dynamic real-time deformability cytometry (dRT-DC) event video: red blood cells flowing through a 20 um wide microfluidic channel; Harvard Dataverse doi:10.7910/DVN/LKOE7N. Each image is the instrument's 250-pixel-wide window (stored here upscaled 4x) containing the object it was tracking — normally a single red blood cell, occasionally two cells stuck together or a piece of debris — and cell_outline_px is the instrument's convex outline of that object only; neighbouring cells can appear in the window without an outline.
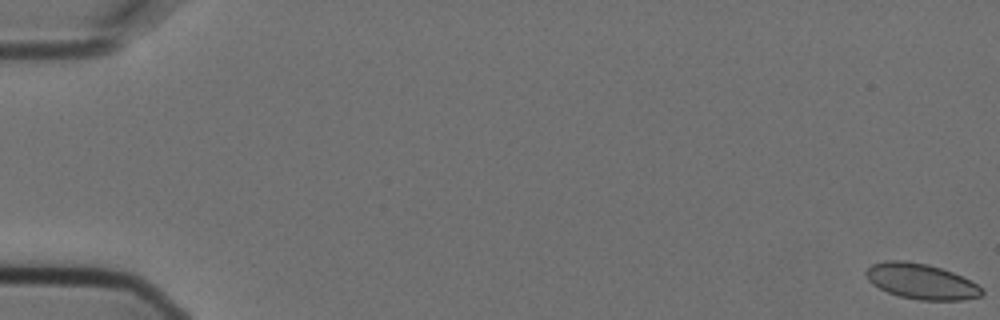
{"species": "Egyptian fruit bat (a non-hibernating species)", "species_latin": "Rousettus aegyptiacus", "temperature_condition": "cold", "stored_images_in_passage": 6, "camera_frame_rate_fps": 3000, "um_per_image_px": 0.085, "animal": {"sex": "female"}, "frame": {"image": 1, "passage_image": 1, "time_ms": 0.0, "image_size_px": [1000, 320], "cell_outline_px": [[984, 292], [980, 296], [964, 300], [920, 300], [900, 296], [888, 292], [872, 284], [868, 280], [864, 272], [872, 264], [884, 260], [904, 260], [928, 264], [952, 272], [984, 288]], "centroid_in_image_um": [78.28, 23.91], "position_along_channel_um": 6.7, "area_um2": 23.87}}